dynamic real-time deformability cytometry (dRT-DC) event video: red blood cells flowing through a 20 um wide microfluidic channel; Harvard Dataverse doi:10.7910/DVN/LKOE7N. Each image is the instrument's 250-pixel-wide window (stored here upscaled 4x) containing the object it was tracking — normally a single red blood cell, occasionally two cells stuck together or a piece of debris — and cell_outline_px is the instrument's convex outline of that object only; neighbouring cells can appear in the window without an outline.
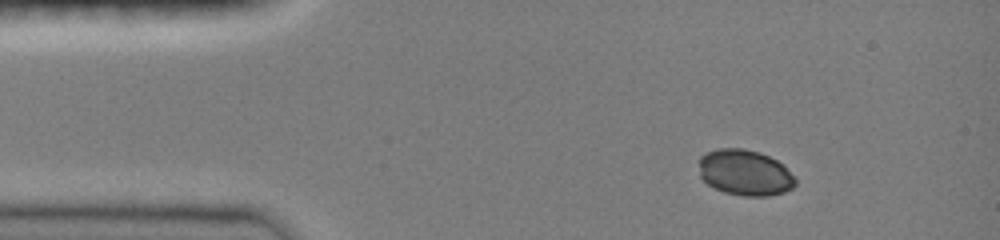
{"species": "common noctule bat (a hibernating species)", "species_latin": "Nyctalus noctula", "temperature_condition": "room temperature", "stored_images_in_passage": 39, "camera_frame_rate_fps": 3000, "um_per_image_px": 0.085, "animal": {"sex": "female", "body_mass_g": 19.0, "forearm_length_mm": 51.5}, "frame": {"image": 1, "passage_image": 1, "time_ms": 0.0, "image_size_px": [1000, 240], "cell_outline_px": [[796, 184], [792, 188], [784, 192], [768, 196], [744, 196], [724, 192], [708, 184], [700, 176], [700, 156], [716, 148], [744, 148], [760, 152], [784, 164], [796, 180]], "centroid_in_image_um": [63.34, 14.67], "position_along_channel_um": 21.7, "area_um2": 25.78}}
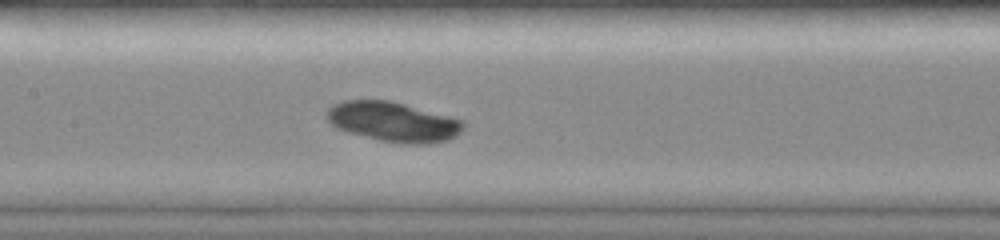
{"frame": {"image": 2, "passage_image": 17, "time_ms": 5.333, "image_size_px": [1000, 240], "cell_outline_px": [[464, 128], [460, 132], [448, 140], [428, 144], [400, 144], [380, 140], [348, 132], [336, 128], [328, 120], [324, 112], [332, 104], [344, 100], [388, 100], [404, 104], [464, 120]], "centroid_in_image_um": [33.4, 10.35], "position_along_channel_um": 174.0, "area_um2": 31.73}}
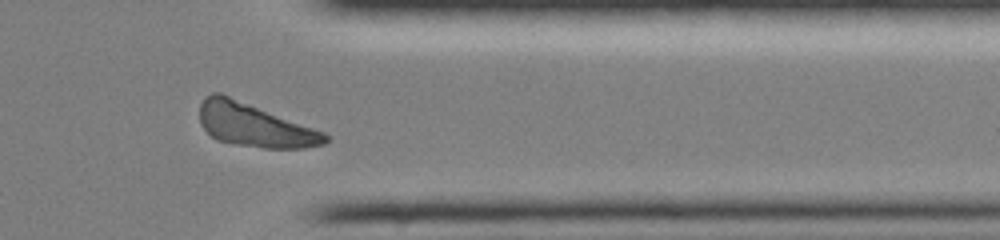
{"frame": {"image": 3, "passage_image": 33, "time_ms": 10.667, "image_size_px": [1000, 240], "cell_outline_px": [[328, 140], [324, 144], [304, 148], [264, 148], [232, 144], [216, 140], [200, 124], [200, 104], [204, 96], [212, 92], [220, 92], [324, 132], [328, 136]], "centroid_in_image_um": [21.59, 10.63], "position_along_channel_um": 389.8, "area_um2": 31.73}}